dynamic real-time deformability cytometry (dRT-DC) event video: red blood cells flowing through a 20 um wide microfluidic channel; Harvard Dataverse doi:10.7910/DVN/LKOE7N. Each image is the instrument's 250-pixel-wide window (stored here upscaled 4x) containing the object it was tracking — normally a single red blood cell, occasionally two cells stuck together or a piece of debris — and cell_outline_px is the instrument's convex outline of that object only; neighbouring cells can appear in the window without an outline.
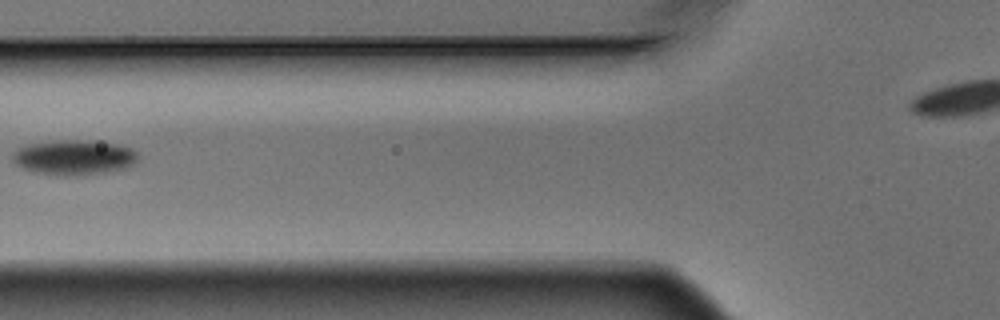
{"species": "Egyptian fruit bat (a non-hibernating species)", "species_latin": "Rousettus aegyptiacus", "temperature_condition": "warm", "stored_images_in_passage": 4, "camera_frame_rate_fps": 3000, "um_per_image_px": 0.085, "animal": {"sex": "male"}, "frame": {"image": 1, "passage_image": 4, "time_ms": 1.0, "image_size_px": [1000, 320], "cell_outline_px": [[140, 156], [132, 164], [124, 168], [104, 172], [80, 176], [56, 176], [32, 172], [16, 164], [12, 160], [12, 152], [28, 144], [56, 140], [92, 140], [120, 144], [132, 148], [140, 152]], "centroid_in_image_um": [6.31, 13.38], "position_along_channel_um": 119.5, "area_um2": 26.07}}